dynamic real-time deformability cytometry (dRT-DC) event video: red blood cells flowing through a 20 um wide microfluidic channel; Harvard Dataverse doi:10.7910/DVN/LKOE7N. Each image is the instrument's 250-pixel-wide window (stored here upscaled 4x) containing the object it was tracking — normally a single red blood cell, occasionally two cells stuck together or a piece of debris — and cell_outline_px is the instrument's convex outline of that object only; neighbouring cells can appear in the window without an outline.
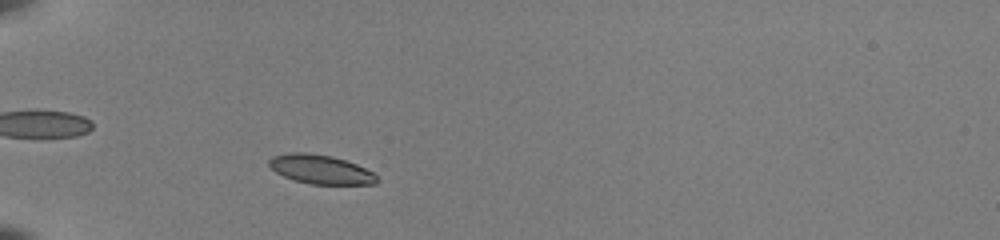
{"species": "common noctule bat (a hibernating species)", "species_latin": "Nyctalus noctula", "temperature_condition": "room temperature", "stored_images_in_passage": 41, "camera_frame_rate_fps": 3000, "um_per_image_px": 0.085, "animal": {"sex": "female", "body_mass_g": 22.0, "forearm_length_mm": 56.7}, "frame": {"image": 1, "passage_image": 6, "time_ms": 1.667, "image_size_px": [1000, 240], "cell_outline_px": [[380, 180], [376, 184], [308, 184], [292, 180], [276, 172], [268, 164], [268, 160], [272, 156], [288, 152], [308, 152], [332, 156], [356, 164], [372, 172]], "centroid_in_image_um": [27.22, 14.39], "position_along_channel_um": 57.8, "area_um2": 18.38}}
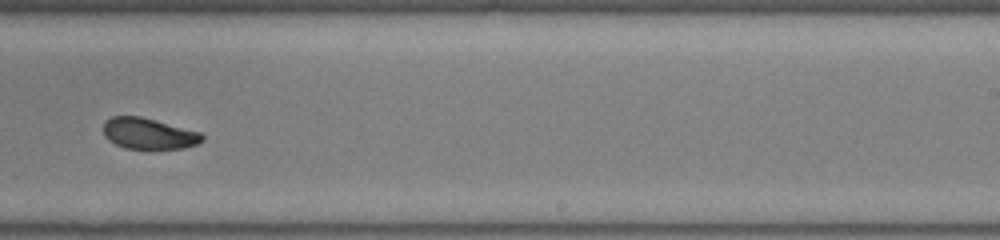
{"frame": {"image": 2, "passage_image": 24, "time_ms": 7.667, "image_size_px": [1000, 240], "cell_outline_px": [[204, 140], [196, 144], [184, 148], [124, 148], [108, 140], [104, 136], [104, 120], [112, 116], [140, 116], [200, 132], [204, 136]], "centroid_in_image_um": [12.61, 11.34], "position_along_channel_um": 276.4, "area_um2": 17.74}}
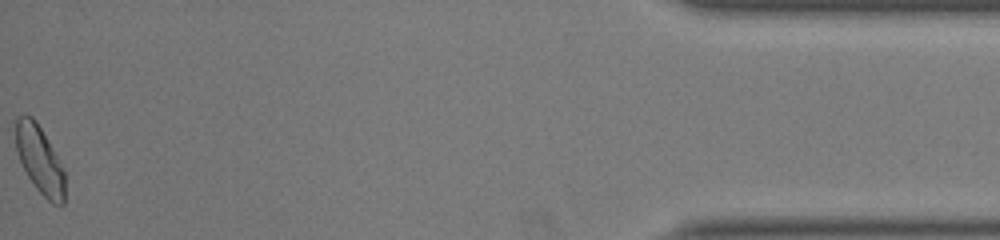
{"frame": {"image": 3, "passage_image": 41, "time_ms": 13.333, "image_size_px": [1000, 240], "cell_outline_px": [[64, 204], [52, 204], [36, 188], [28, 176], [20, 160], [16, 148], [16, 116], [32, 116], [36, 120], [52, 148], [64, 172]], "centroid_in_image_um": [3.36, 13.58], "position_along_channel_um": 431.8, "area_um2": 18.84}, "authors_computed_cell_mechanics": {"area_um2": 18.9006, "velocity_mm_per_s": 3.9845, "shape_relaxation_time_tau1_ms": 2.3728, "shape_relaxation_time_tau2_ms": 2.0114, "deformation_change_tau1": 0.094, "deformation_change_tau2": 0.0595}}